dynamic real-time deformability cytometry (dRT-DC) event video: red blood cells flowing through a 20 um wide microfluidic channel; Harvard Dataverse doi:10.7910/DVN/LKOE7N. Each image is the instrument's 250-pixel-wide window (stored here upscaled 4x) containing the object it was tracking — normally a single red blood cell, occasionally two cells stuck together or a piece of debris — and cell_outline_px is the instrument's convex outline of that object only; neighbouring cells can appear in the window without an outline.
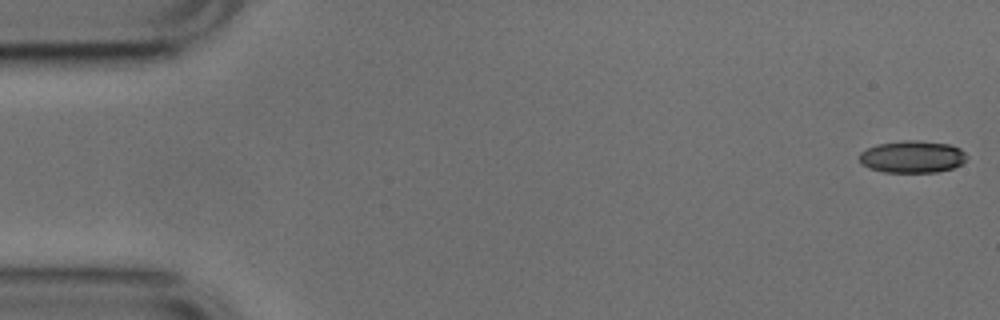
{"species": "common noctule bat (a hibernating species)", "species_latin": "Nyctalus noctula", "temperature_condition": "cold", "stored_images_in_passage": 52, "camera_frame_rate_fps": 3000, "um_per_image_px": 0.085, "animal": {"sex": "male", "body_mass_g": 17.9, "forearm_length_mm": 54.2}, "frame": {"image": 1, "passage_image": 1, "time_ms": 0.0, "image_size_px": [1000, 320], "cell_outline_px": [[968, 156], [960, 164], [952, 168], [936, 172], [884, 172], [868, 168], [860, 164], [860, 152], [876, 144], [904, 140], [916, 140], [948, 144], [960, 148]], "centroid_in_image_um": [77.51, 13.32], "position_along_channel_um": 7.5, "area_um2": 20.11}}
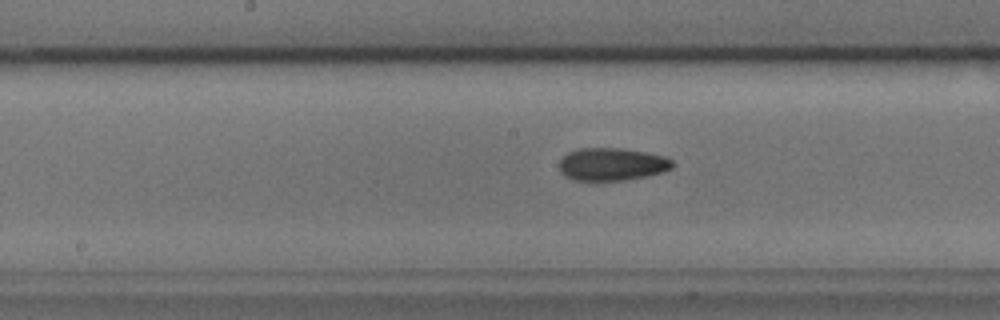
{"frame": {"image": 2, "passage_image": 26, "time_ms": 8.333, "image_size_px": [1000, 320], "cell_outline_px": [[676, 164], [672, 168], [664, 172], [648, 176], [624, 180], [572, 180], [564, 176], [560, 172], [560, 160], [568, 152], [576, 148], [620, 148], [644, 152], [664, 156], [672, 160]], "centroid_in_image_um": [52.02, 13.96], "position_along_channel_um": 196.2, "area_um2": 21.73}}
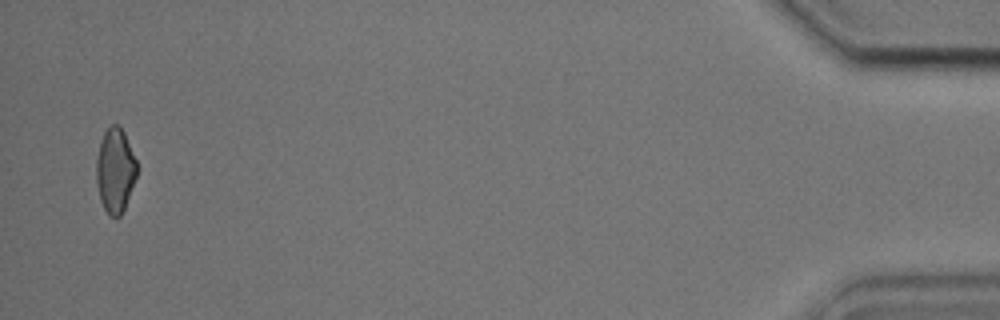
{"frame": {"image": 3, "passage_image": 51, "time_ms": 16.667, "image_size_px": [1000, 320], "cell_outline_px": [[136, 176], [124, 208], [120, 216], [116, 220], [108, 216], [100, 200], [96, 180], [96, 160], [100, 144], [104, 132], [112, 124], [116, 124], [124, 132], [136, 160]], "centroid_in_image_um": [9.77, 14.53], "position_along_channel_um": 425.4, "area_um2": 19.77}, "authors_computed_cell_mechanics": {"area_um2": 20.808, "velocity_mm_per_s": 3.8061, "shape_relaxation_time_tau1_ms": 3.2298, "shape_relaxation_time_tau2_ms": 5.2399, "deformation_change_tau1": 0.0976, "deformation_change_tau2": 0.1179}}